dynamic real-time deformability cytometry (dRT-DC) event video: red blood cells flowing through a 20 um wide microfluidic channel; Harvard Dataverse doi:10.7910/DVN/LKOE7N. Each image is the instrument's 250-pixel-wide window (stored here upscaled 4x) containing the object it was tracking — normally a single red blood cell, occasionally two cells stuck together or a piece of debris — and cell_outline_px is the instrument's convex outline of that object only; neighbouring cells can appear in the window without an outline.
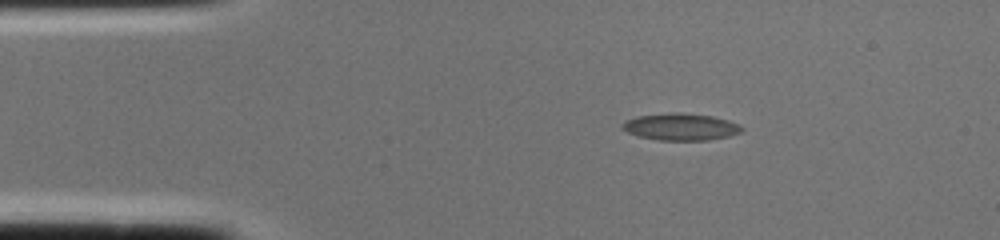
{"species": "common noctule bat (a hibernating species)", "species_latin": "Nyctalus noctula", "temperature_condition": "cold", "stored_images_in_passage": 1, "camera_frame_rate_fps": 3000, "um_per_image_px": 0.085, "animal": {"sex": "female", "body_mass_g": 22.0, "forearm_length_mm": 56.7}, "frame": {"image": 1, "passage_image": 1, "time_ms": 0.0, "image_size_px": [1000, 240], "cell_outline_px": [[744, 128], [740, 132], [728, 136], [708, 140], [660, 140], [636, 136], [620, 128], [620, 124], [624, 120], [636, 116], [672, 112], [680, 112], [712, 116], [728, 120], [740, 124]], "centroid_in_image_um": [57.81, 10.77], "position_along_channel_um": 27.2, "area_um2": 18.96}}